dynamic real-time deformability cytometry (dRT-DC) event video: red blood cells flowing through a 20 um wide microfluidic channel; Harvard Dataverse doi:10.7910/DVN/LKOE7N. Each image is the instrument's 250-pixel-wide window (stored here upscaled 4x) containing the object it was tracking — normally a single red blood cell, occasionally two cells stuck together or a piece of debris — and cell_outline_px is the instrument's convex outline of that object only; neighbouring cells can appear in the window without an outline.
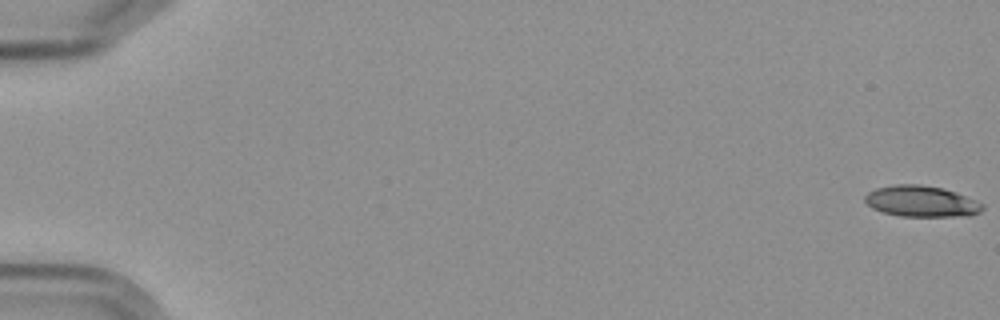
{"species": "Egyptian fruit bat (a non-hibernating species)", "species_latin": "Rousettus aegyptiacus", "temperature_condition": "cold", "stored_images_in_passage": 5, "camera_frame_rate_fps": 3000, "um_per_image_px": 0.085, "frame": {"image": 1, "passage_image": 1, "time_ms": 0.0, "image_size_px": [1000, 320], "cell_outline_px": [[984, 208], [980, 212], [972, 216], [900, 216], [884, 212], [872, 208], [864, 200], [864, 196], [868, 192], [876, 188], [896, 184], [920, 184], [944, 188], [956, 192], [976, 200], [984, 204]], "centroid_in_image_um": [78.35, 17.11], "position_along_channel_um": 6.7, "area_um2": 21.44}}